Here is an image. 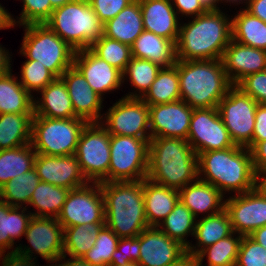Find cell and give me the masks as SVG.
Segmentation results:
<instances>
[{
  "label": "cell",
  "mask_w": 266,
  "mask_h": 266,
  "mask_svg": "<svg viewBox=\"0 0 266 266\" xmlns=\"http://www.w3.org/2000/svg\"><path fill=\"white\" fill-rule=\"evenodd\" d=\"M221 10L207 11L180 26L176 60L222 59L232 40V20Z\"/></svg>",
  "instance_id": "1"
},
{
  "label": "cell",
  "mask_w": 266,
  "mask_h": 266,
  "mask_svg": "<svg viewBox=\"0 0 266 266\" xmlns=\"http://www.w3.org/2000/svg\"><path fill=\"white\" fill-rule=\"evenodd\" d=\"M198 178V156L187 140L174 137L151 138L147 179L181 190Z\"/></svg>",
  "instance_id": "2"
},
{
  "label": "cell",
  "mask_w": 266,
  "mask_h": 266,
  "mask_svg": "<svg viewBox=\"0 0 266 266\" xmlns=\"http://www.w3.org/2000/svg\"><path fill=\"white\" fill-rule=\"evenodd\" d=\"M197 156L198 178L212 184L222 194L226 191L242 194L257 187L258 176L250 149L235 145L224 150L201 152Z\"/></svg>",
  "instance_id": "3"
},
{
  "label": "cell",
  "mask_w": 266,
  "mask_h": 266,
  "mask_svg": "<svg viewBox=\"0 0 266 266\" xmlns=\"http://www.w3.org/2000/svg\"><path fill=\"white\" fill-rule=\"evenodd\" d=\"M181 100L193 109L218 107L234 86L228 78L222 59L176 60Z\"/></svg>",
  "instance_id": "4"
},
{
  "label": "cell",
  "mask_w": 266,
  "mask_h": 266,
  "mask_svg": "<svg viewBox=\"0 0 266 266\" xmlns=\"http://www.w3.org/2000/svg\"><path fill=\"white\" fill-rule=\"evenodd\" d=\"M104 197L105 225L119 238L138 236L148 228L143 197L144 179L100 182Z\"/></svg>",
  "instance_id": "5"
},
{
  "label": "cell",
  "mask_w": 266,
  "mask_h": 266,
  "mask_svg": "<svg viewBox=\"0 0 266 266\" xmlns=\"http://www.w3.org/2000/svg\"><path fill=\"white\" fill-rule=\"evenodd\" d=\"M45 24L75 51L90 48L103 35V23L88 0H72L55 8Z\"/></svg>",
  "instance_id": "6"
},
{
  "label": "cell",
  "mask_w": 266,
  "mask_h": 266,
  "mask_svg": "<svg viewBox=\"0 0 266 266\" xmlns=\"http://www.w3.org/2000/svg\"><path fill=\"white\" fill-rule=\"evenodd\" d=\"M25 34L20 53L44 65L57 78L73 65L76 51L46 24L23 26Z\"/></svg>",
  "instance_id": "7"
},
{
  "label": "cell",
  "mask_w": 266,
  "mask_h": 266,
  "mask_svg": "<svg viewBox=\"0 0 266 266\" xmlns=\"http://www.w3.org/2000/svg\"><path fill=\"white\" fill-rule=\"evenodd\" d=\"M87 124L88 122L78 117L61 119L33 116L30 144L37 154L73 155Z\"/></svg>",
  "instance_id": "8"
},
{
  "label": "cell",
  "mask_w": 266,
  "mask_h": 266,
  "mask_svg": "<svg viewBox=\"0 0 266 266\" xmlns=\"http://www.w3.org/2000/svg\"><path fill=\"white\" fill-rule=\"evenodd\" d=\"M149 143L150 140L137 137L111 135L108 182L146 179Z\"/></svg>",
  "instance_id": "9"
},
{
  "label": "cell",
  "mask_w": 266,
  "mask_h": 266,
  "mask_svg": "<svg viewBox=\"0 0 266 266\" xmlns=\"http://www.w3.org/2000/svg\"><path fill=\"white\" fill-rule=\"evenodd\" d=\"M111 135L102 123H88L82 130L75 156L91 182H108Z\"/></svg>",
  "instance_id": "10"
},
{
  "label": "cell",
  "mask_w": 266,
  "mask_h": 266,
  "mask_svg": "<svg viewBox=\"0 0 266 266\" xmlns=\"http://www.w3.org/2000/svg\"><path fill=\"white\" fill-rule=\"evenodd\" d=\"M257 107L258 103L236 85L219 102V114L235 145L247 148L251 144Z\"/></svg>",
  "instance_id": "11"
},
{
  "label": "cell",
  "mask_w": 266,
  "mask_h": 266,
  "mask_svg": "<svg viewBox=\"0 0 266 266\" xmlns=\"http://www.w3.org/2000/svg\"><path fill=\"white\" fill-rule=\"evenodd\" d=\"M91 184L69 191L56 218L63 228L88 223H105L104 197L101 185L98 182Z\"/></svg>",
  "instance_id": "12"
},
{
  "label": "cell",
  "mask_w": 266,
  "mask_h": 266,
  "mask_svg": "<svg viewBox=\"0 0 266 266\" xmlns=\"http://www.w3.org/2000/svg\"><path fill=\"white\" fill-rule=\"evenodd\" d=\"M105 126L110 135L150 140L149 106L141 98L123 97L106 112Z\"/></svg>",
  "instance_id": "13"
},
{
  "label": "cell",
  "mask_w": 266,
  "mask_h": 266,
  "mask_svg": "<svg viewBox=\"0 0 266 266\" xmlns=\"http://www.w3.org/2000/svg\"><path fill=\"white\" fill-rule=\"evenodd\" d=\"M187 141L197 155L235 146L217 107L193 109Z\"/></svg>",
  "instance_id": "14"
},
{
  "label": "cell",
  "mask_w": 266,
  "mask_h": 266,
  "mask_svg": "<svg viewBox=\"0 0 266 266\" xmlns=\"http://www.w3.org/2000/svg\"><path fill=\"white\" fill-rule=\"evenodd\" d=\"M24 236L34 250L30 247L24 246L23 249L22 246H18L12 252L33 259L32 251H35V254L42 256L47 262L51 261L48 263H55L64 256V228L56 218L32 216Z\"/></svg>",
  "instance_id": "15"
},
{
  "label": "cell",
  "mask_w": 266,
  "mask_h": 266,
  "mask_svg": "<svg viewBox=\"0 0 266 266\" xmlns=\"http://www.w3.org/2000/svg\"><path fill=\"white\" fill-rule=\"evenodd\" d=\"M224 209L238 235L249 236L266 225V194L258 186L226 199Z\"/></svg>",
  "instance_id": "16"
},
{
  "label": "cell",
  "mask_w": 266,
  "mask_h": 266,
  "mask_svg": "<svg viewBox=\"0 0 266 266\" xmlns=\"http://www.w3.org/2000/svg\"><path fill=\"white\" fill-rule=\"evenodd\" d=\"M193 108L177 100L149 106L151 138L174 137L187 140Z\"/></svg>",
  "instance_id": "17"
},
{
  "label": "cell",
  "mask_w": 266,
  "mask_h": 266,
  "mask_svg": "<svg viewBox=\"0 0 266 266\" xmlns=\"http://www.w3.org/2000/svg\"><path fill=\"white\" fill-rule=\"evenodd\" d=\"M187 255V248L156 226L140 233L139 266H171Z\"/></svg>",
  "instance_id": "18"
},
{
  "label": "cell",
  "mask_w": 266,
  "mask_h": 266,
  "mask_svg": "<svg viewBox=\"0 0 266 266\" xmlns=\"http://www.w3.org/2000/svg\"><path fill=\"white\" fill-rule=\"evenodd\" d=\"M34 168L40 181L64 187L69 190L90 183L82 173L75 154L66 156L37 154Z\"/></svg>",
  "instance_id": "19"
},
{
  "label": "cell",
  "mask_w": 266,
  "mask_h": 266,
  "mask_svg": "<svg viewBox=\"0 0 266 266\" xmlns=\"http://www.w3.org/2000/svg\"><path fill=\"white\" fill-rule=\"evenodd\" d=\"M60 78L67 87L75 115L88 123L102 122L103 98L89 86L82 73L72 65Z\"/></svg>",
  "instance_id": "20"
},
{
  "label": "cell",
  "mask_w": 266,
  "mask_h": 266,
  "mask_svg": "<svg viewBox=\"0 0 266 266\" xmlns=\"http://www.w3.org/2000/svg\"><path fill=\"white\" fill-rule=\"evenodd\" d=\"M73 65L101 97L105 92L117 90L122 86V72L96 56L89 48L76 51Z\"/></svg>",
  "instance_id": "21"
},
{
  "label": "cell",
  "mask_w": 266,
  "mask_h": 266,
  "mask_svg": "<svg viewBox=\"0 0 266 266\" xmlns=\"http://www.w3.org/2000/svg\"><path fill=\"white\" fill-rule=\"evenodd\" d=\"M222 62L231 83L237 85L247 75L265 70L266 51L231 40L225 48Z\"/></svg>",
  "instance_id": "22"
},
{
  "label": "cell",
  "mask_w": 266,
  "mask_h": 266,
  "mask_svg": "<svg viewBox=\"0 0 266 266\" xmlns=\"http://www.w3.org/2000/svg\"><path fill=\"white\" fill-rule=\"evenodd\" d=\"M139 3L144 30L176 44L181 24L178 25V14L171 0H139Z\"/></svg>",
  "instance_id": "23"
},
{
  "label": "cell",
  "mask_w": 266,
  "mask_h": 266,
  "mask_svg": "<svg viewBox=\"0 0 266 266\" xmlns=\"http://www.w3.org/2000/svg\"><path fill=\"white\" fill-rule=\"evenodd\" d=\"M193 183V184H192ZM223 195L215 186L197 178L179 190V200L198 218L199 213L209 215L225 208Z\"/></svg>",
  "instance_id": "24"
},
{
  "label": "cell",
  "mask_w": 266,
  "mask_h": 266,
  "mask_svg": "<svg viewBox=\"0 0 266 266\" xmlns=\"http://www.w3.org/2000/svg\"><path fill=\"white\" fill-rule=\"evenodd\" d=\"M139 0H133L115 18L103 24V35L132 46L144 31Z\"/></svg>",
  "instance_id": "25"
},
{
  "label": "cell",
  "mask_w": 266,
  "mask_h": 266,
  "mask_svg": "<svg viewBox=\"0 0 266 266\" xmlns=\"http://www.w3.org/2000/svg\"><path fill=\"white\" fill-rule=\"evenodd\" d=\"M40 92L42 100H34V116L61 119L77 117L67 87L61 78H56Z\"/></svg>",
  "instance_id": "26"
},
{
  "label": "cell",
  "mask_w": 266,
  "mask_h": 266,
  "mask_svg": "<svg viewBox=\"0 0 266 266\" xmlns=\"http://www.w3.org/2000/svg\"><path fill=\"white\" fill-rule=\"evenodd\" d=\"M131 55L170 67L176 63V46L173 41L144 30L132 44Z\"/></svg>",
  "instance_id": "27"
},
{
  "label": "cell",
  "mask_w": 266,
  "mask_h": 266,
  "mask_svg": "<svg viewBox=\"0 0 266 266\" xmlns=\"http://www.w3.org/2000/svg\"><path fill=\"white\" fill-rule=\"evenodd\" d=\"M146 219L149 226H158L160 220L174 209L179 201V191L144 179L143 190Z\"/></svg>",
  "instance_id": "28"
},
{
  "label": "cell",
  "mask_w": 266,
  "mask_h": 266,
  "mask_svg": "<svg viewBox=\"0 0 266 266\" xmlns=\"http://www.w3.org/2000/svg\"><path fill=\"white\" fill-rule=\"evenodd\" d=\"M232 233V225L225 209L205 216L201 220L199 219L198 222L196 221L194 237L198 243L196 247L190 245L187 248V254L195 257L202 249L218 242L220 239L226 238Z\"/></svg>",
  "instance_id": "29"
},
{
  "label": "cell",
  "mask_w": 266,
  "mask_h": 266,
  "mask_svg": "<svg viewBox=\"0 0 266 266\" xmlns=\"http://www.w3.org/2000/svg\"><path fill=\"white\" fill-rule=\"evenodd\" d=\"M34 113L0 114V150L12 149L31 142Z\"/></svg>",
  "instance_id": "30"
},
{
  "label": "cell",
  "mask_w": 266,
  "mask_h": 266,
  "mask_svg": "<svg viewBox=\"0 0 266 266\" xmlns=\"http://www.w3.org/2000/svg\"><path fill=\"white\" fill-rule=\"evenodd\" d=\"M33 97L11 71L0 76V114L34 113Z\"/></svg>",
  "instance_id": "31"
},
{
  "label": "cell",
  "mask_w": 266,
  "mask_h": 266,
  "mask_svg": "<svg viewBox=\"0 0 266 266\" xmlns=\"http://www.w3.org/2000/svg\"><path fill=\"white\" fill-rule=\"evenodd\" d=\"M12 207L0 200V253L13 248L15 239L24 236L32 218L31 212L25 214L26 206Z\"/></svg>",
  "instance_id": "32"
},
{
  "label": "cell",
  "mask_w": 266,
  "mask_h": 266,
  "mask_svg": "<svg viewBox=\"0 0 266 266\" xmlns=\"http://www.w3.org/2000/svg\"><path fill=\"white\" fill-rule=\"evenodd\" d=\"M232 20V40L266 51V23L248 11L240 10Z\"/></svg>",
  "instance_id": "33"
},
{
  "label": "cell",
  "mask_w": 266,
  "mask_h": 266,
  "mask_svg": "<svg viewBox=\"0 0 266 266\" xmlns=\"http://www.w3.org/2000/svg\"><path fill=\"white\" fill-rule=\"evenodd\" d=\"M148 106L181 99L178 69L175 65L162 67L146 93L140 97Z\"/></svg>",
  "instance_id": "34"
},
{
  "label": "cell",
  "mask_w": 266,
  "mask_h": 266,
  "mask_svg": "<svg viewBox=\"0 0 266 266\" xmlns=\"http://www.w3.org/2000/svg\"><path fill=\"white\" fill-rule=\"evenodd\" d=\"M36 155L30 143L0 150V188L16 176L33 169Z\"/></svg>",
  "instance_id": "35"
},
{
  "label": "cell",
  "mask_w": 266,
  "mask_h": 266,
  "mask_svg": "<svg viewBox=\"0 0 266 266\" xmlns=\"http://www.w3.org/2000/svg\"><path fill=\"white\" fill-rule=\"evenodd\" d=\"M105 223H88L64 228L63 253L58 262L68 254L72 258H82L95 244L99 231ZM67 253V254H66Z\"/></svg>",
  "instance_id": "36"
},
{
  "label": "cell",
  "mask_w": 266,
  "mask_h": 266,
  "mask_svg": "<svg viewBox=\"0 0 266 266\" xmlns=\"http://www.w3.org/2000/svg\"><path fill=\"white\" fill-rule=\"evenodd\" d=\"M69 189L40 181L30 198V206L37 208L35 217L57 218L69 193Z\"/></svg>",
  "instance_id": "37"
},
{
  "label": "cell",
  "mask_w": 266,
  "mask_h": 266,
  "mask_svg": "<svg viewBox=\"0 0 266 266\" xmlns=\"http://www.w3.org/2000/svg\"><path fill=\"white\" fill-rule=\"evenodd\" d=\"M196 218L193 213L179 200L174 209L160 221L157 226L167 236L188 248L191 243L186 241V235L194 236ZM162 224V225H161Z\"/></svg>",
  "instance_id": "38"
},
{
  "label": "cell",
  "mask_w": 266,
  "mask_h": 266,
  "mask_svg": "<svg viewBox=\"0 0 266 266\" xmlns=\"http://www.w3.org/2000/svg\"><path fill=\"white\" fill-rule=\"evenodd\" d=\"M39 182L40 178L33 168L3 185L0 188V200L12 207H21L22 202L29 205L30 198Z\"/></svg>",
  "instance_id": "39"
},
{
  "label": "cell",
  "mask_w": 266,
  "mask_h": 266,
  "mask_svg": "<svg viewBox=\"0 0 266 266\" xmlns=\"http://www.w3.org/2000/svg\"><path fill=\"white\" fill-rule=\"evenodd\" d=\"M234 232L226 238L202 249L195 258L198 265H202L204 257H208V266H235L242 235L234 238Z\"/></svg>",
  "instance_id": "40"
},
{
  "label": "cell",
  "mask_w": 266,
  "mask_h": 266,
  "mask_svg": "<svg viewBox=\"0 0 266 266\" xmlns=\"http://www.w3.org/2000/svg\"><path fill=\"white\" fill-rule=\"evenodd\" d=\"M161 68L162 67L160 65L153 63L147 59L132 57L131 60L127 63L126 69L122 73L123 82L125 80L124 77L129 76L131 86H133L136 91L138 90L139 94H137V92H130V94H127L125 97H142L151 87V84L156 79L157 74L161 70Z\"/></svg>",
  "instance_id": "41"
},
{
  "label": "cell",
  "mask_w": 266,
  "mask_h": 266,
  "mask_svg": "<svg viewBox=\"0 0 266 266\" xmlns=\"http://www.w3.org/2000/svg\"><path fill=\"white\" fill-rule=\"evenodd\" d=\"M89 49L122 73L132 58L130 46L104 35L93 42Z\"/></svg>",
  "instance_id": "42"
},
{
  "label": "cell",
  "mask_w": 266,
  "mask_h": 266,
  "mask_svg": "<svg viewBox=\"0 0 266 266\" xmlns=\"http://www.w3.org/2000/svg\"><path fill=\"white\" fill-rule=\"evenodd\" d=\"M119 237L106 225L99 231L94 246L87 251L82 259L92 266H107L111 264V258L117 249Z\"/></svg>",
  "instance_id": "43"
},
{
  "label": "cell",
  "mask_w": 266,
  "mask_h": 266,
  "mask_svg": "<svg viewBox=\"0 0 266 266\" xmlns=\"http://www.w3.org/2000/svg\"><path fill=\"white\" fill-rule=\"evenodd\" d=\"M57 77L44 65L36 60H26L21 67V85L31 94V91H41Z\"/></svg>",
  "instance_id": "44"
},
{
  "label": "cell",
  "mask_w": 266,
  "mask_h": 266,
  "mask_svg": "<svg viewBox=\"0 0 266 266\" xmlns=\"http://www.w3.org/2000/svg\"><path fill=\"white\" fill-rule=\"evenodd\" d=\"M53 10L54 8L51 6L50 0H23V10L20 13L19 21L12 18L9 13L11 26L14 27L16 22L20 26L45 24Z\"/></svg>",
  "instance_id": "45"
},
{
  "label": "cell",
  "mask_w": 266,
  "mask_h": 266,
  "mask_svg": "<svg viewBox=\"0 0 266 266\" xmlns=\"http://www.w3.org/2000/svg\"><path fill=\"white\" fill-rule=\"evenodd\" d=\"M235 266H266V248L250 236H242Z\"/></svg>",
  "instance_id": "46"
},
{
  "label": "cell",
  "mask_w": 266,
  "mask_h": 266,
  "mask_svg": "<svg viewBox=\"0 0 266 266\" xmlns=\"http://www.w3.org/2000/svg\"><path fill=\"white\" fill-rule=\"evenodd\" d=\"M139 253L140 234L134 237L120 238L117 249L112 254L111 264L126 265L130 262H138Z\"/></svg>",
  "instance_id": "47"
},
{
  "label": "cell",
  "mask_w": 266,
  "mask_h": 266,
  "mask_svg": "<svg viewBox=\"0 0 266 266\" xmlns=\"http://www.w3.org/2000/svg\"><path fill=\"white\" fill-rule=\"evenodd\" d=\"M246 95L258 104H266V72L247 75L237 85Z\"/></svg>",
  "instance_id": "48"
},
{
  "label": "cell",
  "mask_w": 266,
  "mask_h": 266,
  "mask_svg": "<svg viewBox=\"0 0 266 266\" xmlns=\"http://www.w3.org/2000/svg\"><path fill=\"white\" fill-rule=\"evenodd\" d=\"M93 11L104 24L116 17L133 0H88Z\"/></svg>",
  "instance_id": "49"
},
{
  "label": "cell",
  "mask_w": 266,
  "mask_h": 266,
  "mask_svg": "<svg viewBox=\"0 0 266 266\" xmlns=\"http://www.w3.org/2000/svg\"><path fill=\"white\" fill-rule=\"evenodd\" d=\"M266 140V104H258L255 115L253 139L247 147L251 149L256 143Z\"/></svg>",
  "instance_id": "50"
},
{
  "label": "cell",
  "mask_w": 266,
  "mask_h": 266,
  "mask_svg": "<svg viewBox=\"0 0 266 266\" xmlns=\"http://www.w3.org/2000/svg\"><path fill=\"white\" fill-rule=\"evenodd\" d=\"M174 9L183 15H192L191 17H196L207 12V10L202 6L199 0H171Z\"/></svg>",
  "instance_id": "51"
},
{
  "label": "cell",
  "mask_w": 266,
  "mask_h": 266,
  "mask_svg": "<svg viewBox=\"0 0 266 266\" xmlns=\"http://www.w3.org/2000/svg\"><path fill=\"white\" fill-rule=\"evenodd\" d=\"M253 168L256 175L266 171V140L256 143L251 149Z\"/></svg>",
  "instance_id": "52"
},
{
  "label": "cell",
  "mask_w": 266,
  "mask_h": 266,
  "mask_svg": "<svg viewBox=\"0 0 266 266\" xmlns=\"http://www.w3.org/2000/svg\"><path fill=\"white\" fill-rule=\"evenodd\" d=\"M1 254L0 256H3L2 260V266H37L34 262L35 258L33 260L30 257L23 256L21 254H18L17 252H7V254Z\"/></svg>",
  "instance_id": "53"
},
{
  "label": "cell",
  "mask_w": 266,
  "mask_h": 266,
  "mask_svg": "<svg viewBox=\"0 0 266 266\" xmlns=\"http://www.w3.org/2000/svg\"><path fill=\"white\" fill-rule=\"evenodd\" d=\"M245 10L266 23V0H249Z\"/></svg>",
  "instance_id": "54"
},
{
  "label": "cell",
  "mask_w": 266,
  "mask_h": 266,
  "mask_svg": "<svg viewBox=\"0 0 266 266\" xmlns=\"http://www.w3.org/2000/svg\"><path fill=\"white\" fill-rule=\"evenodd\" d=\"M0 45V76H3L11 71L10 54ZM9 54V55H8Z\"/></svg>",
  "instance_id": "55"
},
{
  "label": "cell",
  "mask_w": 266,
  "mask_h": 266,
  "mask_svg": "<svg viewBox=\"0 0 266 266\" xmlns=\"http://www.w3.org/2000/svg\"><path fill=\"white\" fill-rule=\"evenodd\" d=\"M253 240L259 243L261 246L266 248V225L256 229L251 235H249Z\"/></svg>",
  "instance_id": "56"
},
{
  "label": "cell",
  "mask_w": 266,
  "mask_h": 266,
  "mask_svg": "<svg viewBox=\"0 0 266 266\" xmlns=\"http://www.w3.org/2000/svg\"><path fill=\"white\" fill-rule=\"evenodd\" d=\"M56 264H52L51 266H92L91 264L85 262L82 258H70L67 261L63 263L57 264V261L55 262ZM50 266V265H49Z\"/></svg>",
  "instance_id": "57"
},
{
  "label": "cell",
  "mask_w": 266,
  "mask_h": 266,
  "mask_svg": "<svg viewBox=\"0 0 266 266\" xmlns=\"http://www.w3.org/2000/svg\"><path fill=\"white\" fill-rule=\"evenodd\" d=\"M9 12L0 4V29L11 28Z\"/></svg>",
  "instance_id": "58"
},
{
  "label": "cell",
  "mask_w": 266,
  "mask_h": 266,
  "mask_svg": "<svg viewBox=\"0 0 266 266\" xmlns=\"http://www.w3.org/2000/svg\"><path fill=\"white\" fill-rule=\"evenodd\" d=\"M171 266H199V265L197 259L194 256L187 254L183 259H181L179 262Z\"/></svg>",
  "instance_id": "59"
},
{
  "label": "cell",
  "mask_w": 266,
  "mask_h": 266,
  "mask_svg": "<svg viewBox=\"0 0 266 266\" xmlns=\"http://www.w3.org/2000/svg\"><path fill=\"white\" fill-rule=\"evenodd\" d=\"M199 2L207 11L220 10L219 7H217V3L220 2V0H199Z\"/></svg>",
  "instance_id": "60"
},
{
  "label": "cell",
  "mask_w": 266,
  "mask_h": 266,
  "mask_svg": "<svg viewBox=\"0 0 266 266\" xmlns=\"http://www.w3.org/2000/svg\"><path fill=\"white\" fill-rule=\"evenodd\" d=\"M257 186L266 194V171L258 175Z\"/></svg>",
  "instance_id": "61"
},
{
  "label": "cell",
  "mask_w": 266,
  "mask_h": 266,
  "mask_svg": "<svg viewBox=\"0 0 266 266\" xmlns=\"http://www.w3.org/2000/svg\"><path fill=\"white\" fill-rule=\"evenodd\" d=\"M72 0H50L51 6L55 9L61 7Z\"/></svg>",
  "instance_id": "62"
},
{
  "label": "cell",
  "mask_w": 266,
  "mask_h": 266,
  "mask_svg": "<svg viewBox=\"0 0 266 266\" xmlns=\"http://www.w3.org/2000/svg\"><path fill=\"white\" fill-rule=\"evenodd\" d=\"M107 266H139V265L137 264V262H130V263L126 264V265L109 264Z\"/></svg>",
  "instance_id": "63"
},
{
  "label": "cell",
  "mask_w": 266,
  "mask_h": 266,
  "mask_svg": "<svg viewBox=\"0 0 266 266\" xmlns=\"http://www.w3.org/2000/svg\"><path fill=\"white\" fill-rule=\"evenodd\" d=\"M224 1V0H223ZM227 1V3H228V1L231 3H233L234 2V4L236 3V2H239V4H240V1L242 2V0H225L224 2H226ZM245 1V0H244ZM248 1L249 0H246V4L248 3Z\"/></svg>",
  "instance_id": "64"
}]
</instances>
